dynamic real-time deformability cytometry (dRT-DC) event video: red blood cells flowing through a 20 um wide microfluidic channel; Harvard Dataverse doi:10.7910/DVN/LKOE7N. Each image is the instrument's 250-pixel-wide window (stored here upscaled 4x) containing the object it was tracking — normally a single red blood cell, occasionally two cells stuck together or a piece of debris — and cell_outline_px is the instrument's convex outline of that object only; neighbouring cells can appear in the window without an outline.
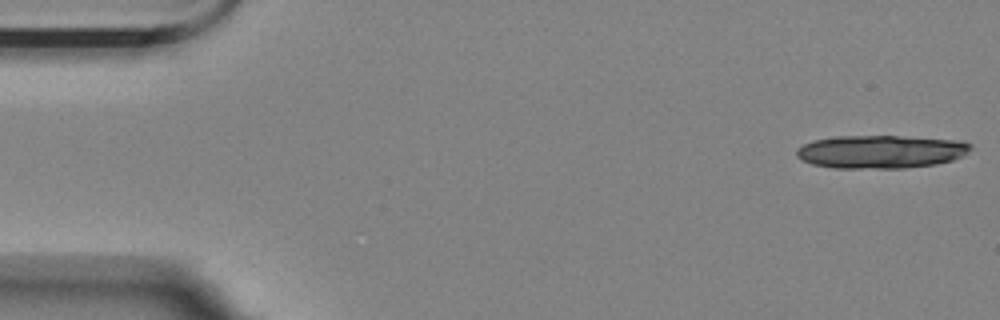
{"species": "Egyptian fruit bat (a non-hibernating species)", "species_latin": "Rousettus aegyptiacus", "temperature_condition": "room temperature", "stored_images_in_passage": 15, "camera_frame_rate_fps": 3000, "um_per_image_px": 0.085, "animal": {"sex": "female"}, "frame": {"image": 1, "passage_image": 1, "time_ms": 0.0, "image_size_px": [1000, 320], "cell_outline_px": [[972, 148], [964, 156], [952, 160], [936, 164], [904, 168], [832, 168], [812, 164], [800, 160], [796, 156], [796, 148], [812, 140], [836, 136], [896, 136], [964, 140], [972, 144]], "centroid_in_image_um": [74.87, 12.89], "position_along_channel_um": 10.1, "area_um2": 34.04}}